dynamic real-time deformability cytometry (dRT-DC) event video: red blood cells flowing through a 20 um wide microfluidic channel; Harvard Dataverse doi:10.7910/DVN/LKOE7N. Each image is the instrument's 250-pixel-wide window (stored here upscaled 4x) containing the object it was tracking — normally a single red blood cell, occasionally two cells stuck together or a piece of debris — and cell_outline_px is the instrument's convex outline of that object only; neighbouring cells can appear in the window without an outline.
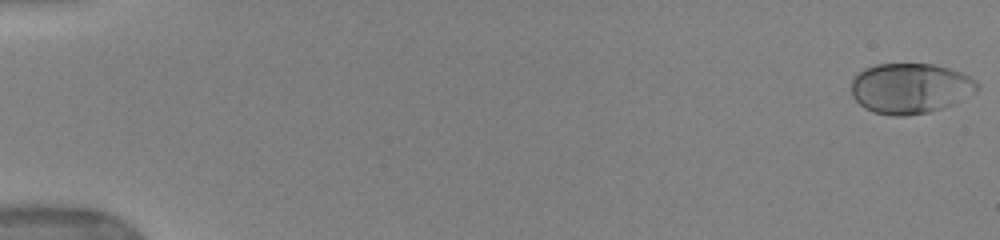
{"species": "human", "species_latin": "Homo sapiens", "temperature_condition": "warm", "stored_images_in_passage": 37, "camera_frame_rate_fps": 3000, "um_per_image_px": 0.085, "donor": {"sex": "female"}, "frame": {"image": 1, "passage_image": 1, "time_ms": 0.0, "image_size_px": [1000, 240], "cell_outline_px": [[980, 84], [976, 88], [952, 104], [944, 108], [928, 112], [904, 116], [892, 116], [872, 112], [864, 108], [852, 96], [852, 80], [864, 68], [876, 64], [932, 64], [948, 68], [960, 72], [976, 80]], "centroid_in_image_um": [77.32, 7.51], "position_along_channel_um": 7.7, "area_um2": 36.59}}
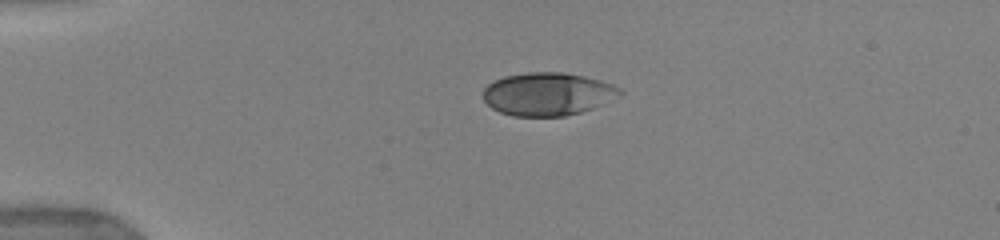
{"frame": {"image": 2, "passage_image": 16, "time_ms": 4.0, "image_size_px": [1000, 240], "cell_outline_px": [[624, 92], [620, 96], [592, 108], [580, 112], [564, 116], [512, 116], [500, 112], [492, 108], [484, 100], [484, 88], [488, 84], [504, 76], [528, 72], [564, 72], [584, 76], [600, 80], [612, 84], [620, 88]], "centroid_in_image_um": [46.57, 7.99], "position_along_channel_um": 38.4, "area_um2": 34.22}}